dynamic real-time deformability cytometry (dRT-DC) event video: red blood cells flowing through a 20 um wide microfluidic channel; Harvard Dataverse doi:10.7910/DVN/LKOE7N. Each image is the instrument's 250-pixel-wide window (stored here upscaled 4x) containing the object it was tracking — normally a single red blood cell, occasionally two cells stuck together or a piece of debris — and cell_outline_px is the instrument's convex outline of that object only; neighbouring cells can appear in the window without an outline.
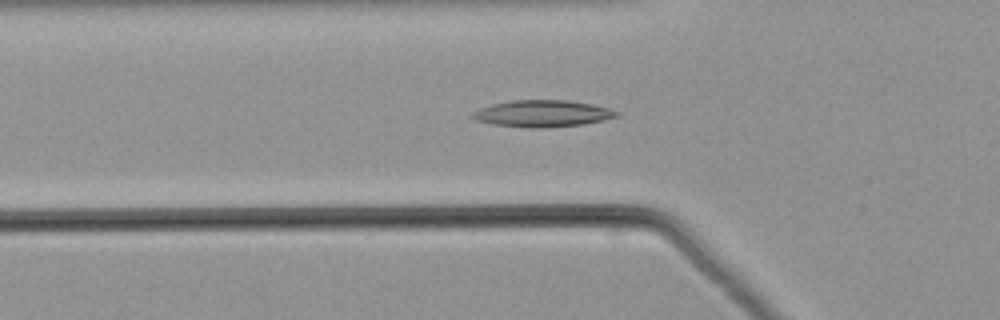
{"species": "common noctule bat (a hibernating species)", "species_latin": "Nyctalus noctula", "temperature_condition": "warm", "stored_images_in_passage": 45, "camera_frame_rate_fps": 3000, "um_per_image_px": 0.085, "animal": {"sex": "male", "body_mass_g": 21.5, "forearm_length_mm": 52.0}, "frame": {"image": 1, "passage_image": 11, "time_ms": 3.333, "image_size_px": [1000, 320], "cell_outline_px": [[620, 116], [604, 120], [584, 124], [540, 128], [528, 128], [492, 124], [476, 120], [472, 116], [472, 112], [480, 108], [492, 104], [512, 100], [568, 100], [592, 104], [608, 108], [620, 112]], "centroid_in_image_um": [46.14, 9.65], "position_along_channel_um": 79.7, "area_um2": 22.48}}
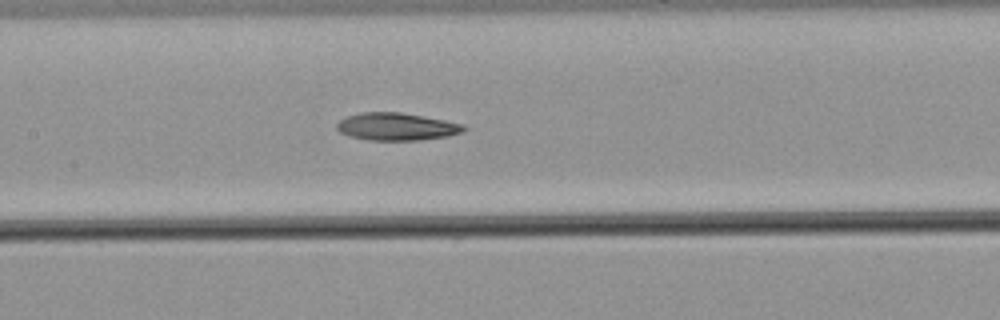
{"frame": {"image": 2, "passage_image": 18, "time_ms": 5.667, "image_size_px": [1000, 320], "cell_outline_px": [[468, 128], [464, 132], [448, 136], [420, 140], [368, 140], [348, 136], [340, 132], [336, 128], [336, 124], [340, 120], [348, 116], [360, 112], [400, 112], [444, 120], [464, 124]], "centroid_in_image_um": [33.72, 10.77], "position_along_channel_um": 173.7, "area_um2": 20.46}}
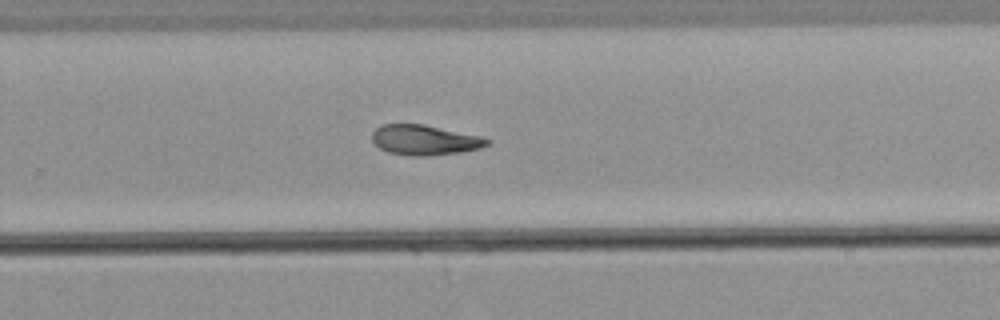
{"frame": {"image": 3, "passage_image": 27, "time_ms": 8.667, "image_size_px": [1000, 320], "cell_outline_px": [[488, 144], [480, 148], [460, 152], [428, 156], [408, 156], [388, 152], [380, 148], [372, 140], [372, 132], [380, 124], [424, 124], [480, 136], [488, 140]], "centroid_in_image_um": [36.05, 11.9], "position_along_channel_um": 293.8, "area_um2": 20.11}}